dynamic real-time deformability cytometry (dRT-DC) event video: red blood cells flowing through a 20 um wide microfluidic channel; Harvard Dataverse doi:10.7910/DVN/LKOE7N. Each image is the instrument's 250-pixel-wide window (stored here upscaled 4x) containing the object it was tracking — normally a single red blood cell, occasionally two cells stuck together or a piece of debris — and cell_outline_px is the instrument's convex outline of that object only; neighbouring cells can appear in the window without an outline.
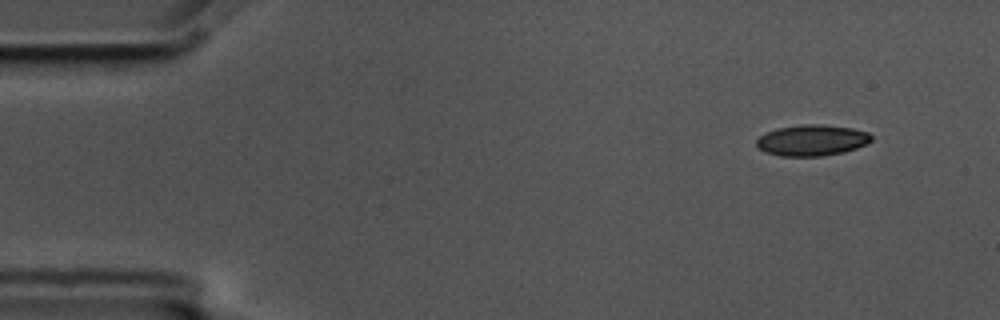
{"species": "common noctule bat (a hibernating species)", "species_latin": "Nyctalus noctula", "temperature_condition": "cold", "stored_images_in_passage": 4, "camera_frame_rate_fps": 3000, "um_per_image_px": 0.085, "animal": {"sex": "male", "body_mass_g": 17.5, "forearm_length_mm": 52.3}, "frame": {"image": 1, "passage_image": 1, "time_ms": 0.0, "image_size_px": [1000, 320], "cell_outline_px": [[872, 140], [868, 144], [844, 152], [820, 156], [780, 156], [764, 152], [756, 144], [756, 140], [760, 136], [776, 128], [800, 124], [820, 124], [852, 128], [868, 132], [872, 136]], "centroid_in_image_um": [69.03, 11.92], "position_along_channel_um": 16.0, "area_um2": 20.87}}
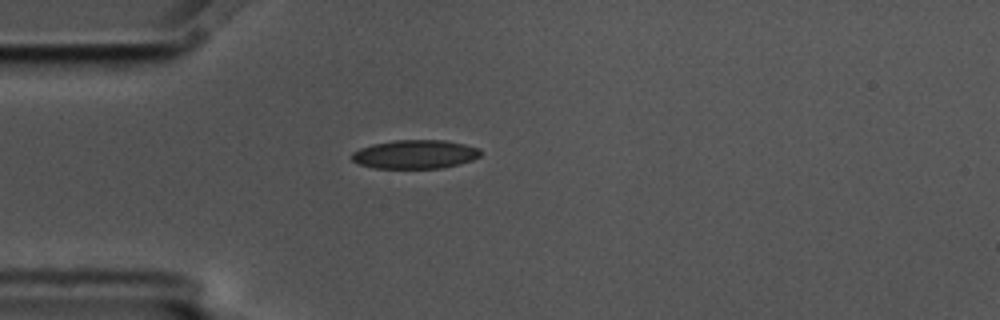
{"frame": {"image": 2, "passage_image": 4, "time_ms": 1.0, "image_size_px": [1000, 320], "cell_outline_px": [[480, 156], [472, 160], [460, 164], [440, 168], [376, 168], [360, 164], [352, 160], [352, 152], [360, 148], [372, 144], [396, 140], [444, 140], [464, 144], [480, 148]], "centroid_in_image_um": [35.29, 13.11], "position_along_channel_um": 49.7, "area_um2": 21.5}}